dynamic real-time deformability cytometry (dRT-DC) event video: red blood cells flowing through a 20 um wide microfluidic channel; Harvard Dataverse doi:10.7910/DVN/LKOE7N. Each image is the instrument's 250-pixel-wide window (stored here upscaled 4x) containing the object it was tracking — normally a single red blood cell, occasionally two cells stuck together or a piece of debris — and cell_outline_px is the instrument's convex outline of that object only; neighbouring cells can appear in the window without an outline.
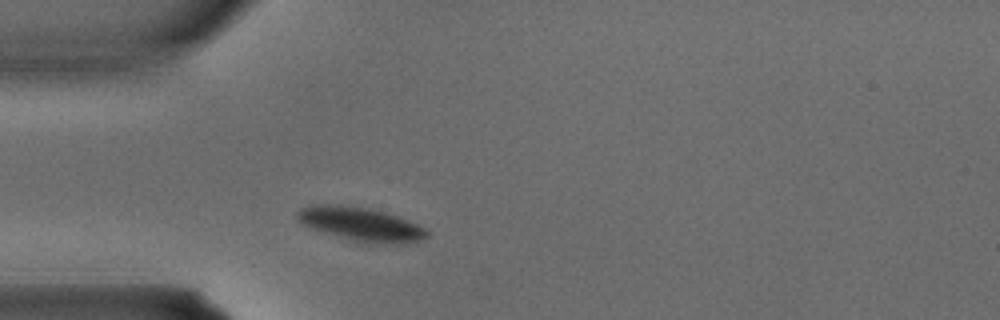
{"species": "common noctule bat (a hibernating species)", "species_latin": "Nyctalus noctula", "temperature_condition": "warm", "stored_images_in_passage": 2, "camera_frame_rate_fps": 3000, "um_per_image_px": 0.085, "animal": {"sex": "male", "body_mass_g": 15.6}, "frame": {"image": 1, "passage_image": 2, "time_ms": 0.333, "image_size_px": [1000, 320], "cell_outline_px": [[428, 236], [416, 240], [400, 244], [392, 244], [356, 240], [308, 228], [296, 216], [296, 212], [300, 208], [316, 204], [340, 204], [368, 208], [384, 212], [408, 220], [424, 228], [428, 232]], "centroid_in_image_um": [30.63, 19.02], "position_along_channel_um": 54.4, "area_um2": 24.85}}